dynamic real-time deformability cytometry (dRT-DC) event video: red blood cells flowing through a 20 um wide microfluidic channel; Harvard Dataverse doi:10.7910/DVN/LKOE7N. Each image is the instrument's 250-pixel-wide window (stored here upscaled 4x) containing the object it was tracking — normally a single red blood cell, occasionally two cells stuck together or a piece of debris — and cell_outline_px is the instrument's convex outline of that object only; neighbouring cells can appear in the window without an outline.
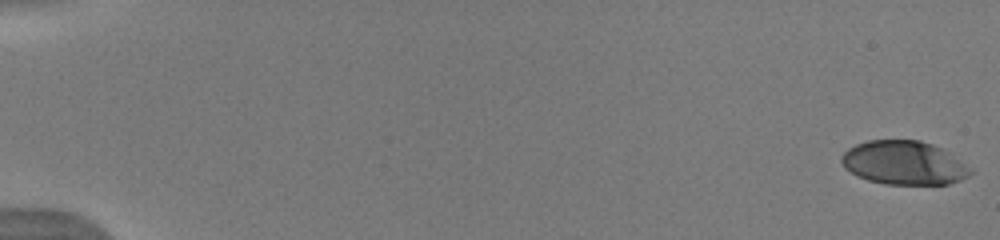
{"species": "human", "species_latin": "Homo sapiens", "temperature_condition": "warm", "stored_images_in_passage": 53, "camera_frame_rate_fps": 3000, "um_per_image_px": 0.085, "donor": {"sex": "male"}, "frame": {"image": 1, "passage_image": 1, "time_ms": 0.0, "image_size_px": [1000, 240], "cell_outline_px": [[972, 172], [968, 176], [960, 180], [948, 184], [884, 184], [868, 180], [856, 176], [844, 168], [840, 160], [840, 156], [848, 148], [856, 144], [868, 140], [920, 140], [944, 148]], "centroid_in_image_um": [76.77, 13.84], "position_along_channel_um": 8.2, "area_um2": 32.83}}
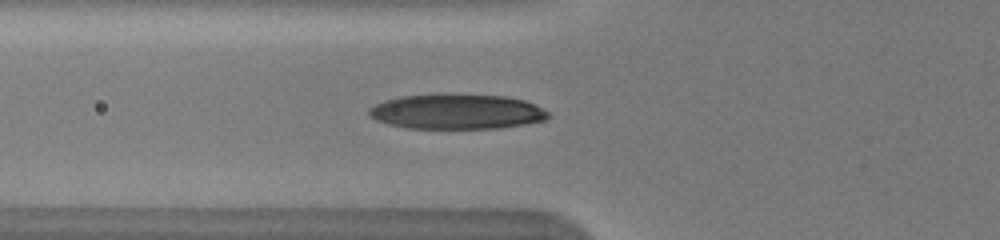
{"frame": {"image": 2, "passage_image": 21, "time_ms": 6.667, "image_size_px": [1000, 240], "cell_outline_px": [[548, 116], [544, 120], [524, 124], [500, 128], [408, 128], [388, 124], [376, 120], [368, 116], [368, 108], [384, 100], [400, 96], [504, 96], [524, 100], [536, 104], [544, 108], [548, 112]], "centroid_in_image_um": [38.81, 9.52], "position_along_channel_um": 87.0, "area_um2": 35.78}}
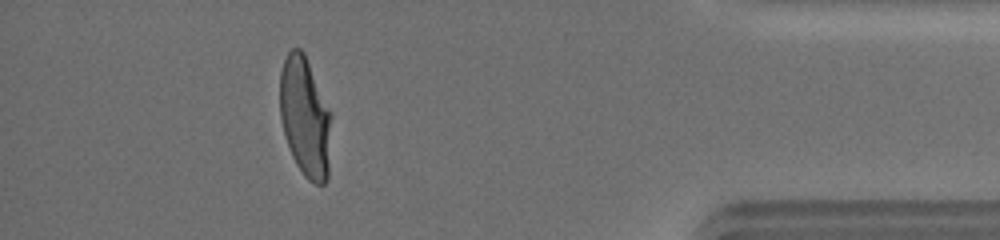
{"frame": {"image": 3, "passage_image": 48, "time_ms": 15.667, "image_size_px": [1000, 240], "cell_outline_px": [[332, 116], [328, 180], [324, 184], [316, 184], [308, 180], [304, 176], [296, 164], [292, 156], [284, 132], [280, 116], [280, 72], [284, 60], [288, 52], [292, 48], [300, 48], [304, 52], [332, 112]], "centroid_in_image_um": [25.96, 9.95], "position_along_channel_um": 409.2, "area_um2": 36.41}, "authors_computed_cell_mechanics": {"area_um2": 36.0672, "velocity_mm_per_s": 3.984, "shape_relaxation_time_tau1_ms": 3.8939, "shape_relaxation_time_tau2_ms": 0.6957, "deformation_change_tau1": 0.224, "deformation_change_tau2": 0.0763}}